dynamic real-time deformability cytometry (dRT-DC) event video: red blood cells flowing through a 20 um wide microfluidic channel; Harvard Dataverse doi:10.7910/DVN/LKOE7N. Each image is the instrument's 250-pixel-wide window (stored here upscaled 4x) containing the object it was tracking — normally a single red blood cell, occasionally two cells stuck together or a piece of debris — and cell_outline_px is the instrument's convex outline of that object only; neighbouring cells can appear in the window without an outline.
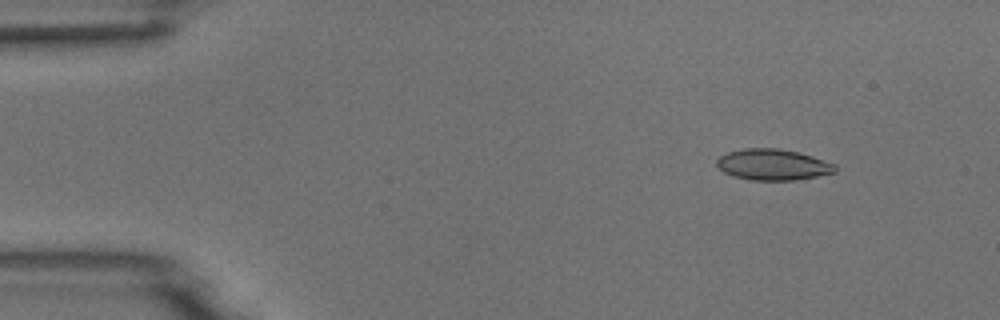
{"species": "common noctule bat (a hibernating species)", "species_latin": "Nyctalus noctula", "temperature_condition": "room temperature", "stored_images_in_passage": 6, "camera_frame_rate_fps": 3000, "um_per_image_px": 0.085, "animal": {"sex": "male", "body_mass_g": 18.8}, "frame": {"image": 1, "passage_image": 2, "time_ms": 1.0, "image_size_px": [1000, 320], "cell_outline_px": [[836, 172], [816, 176], [792, 180], [752, 180], [732, 176], [724, 172], [716, 164], [716, 160], [720, 156], [728, 152], [744, 148], [776, 148], [796, 152], [812, 156], [836, 164]], "centroid_in_image_um": [65.68, 13.99], "position_along_channel_um": 19.3, "area_um2": 21.27}}
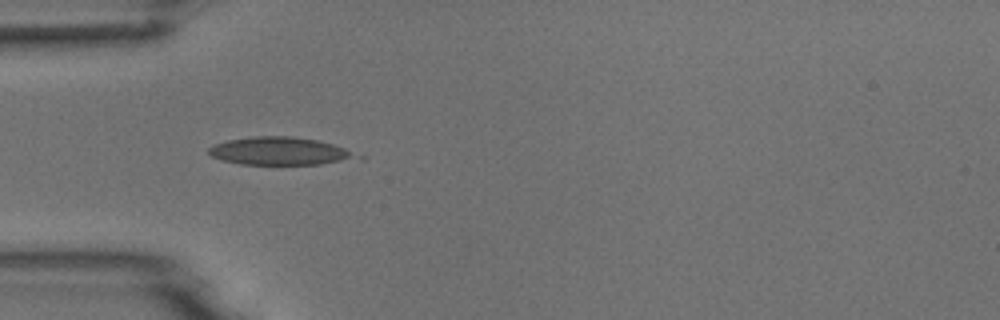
{"frame": {"image": 2, "passage_image": 4, "time_ms": 4.333, "image_size_px": [1000, 320], "cell_outline_px": [[368, 156], [364, 160], [320, 164], [240, 164], [220, 160], [212, 156], [208, 152], [208, 148], [212, 144], [228, 140], [252, 136], [292, 136], [316, 140], [332, 144]], "centroid_in_image_um": [23.91, 12.86], "position_along_channel_um": 61.1, "area_um2": 24.62}}